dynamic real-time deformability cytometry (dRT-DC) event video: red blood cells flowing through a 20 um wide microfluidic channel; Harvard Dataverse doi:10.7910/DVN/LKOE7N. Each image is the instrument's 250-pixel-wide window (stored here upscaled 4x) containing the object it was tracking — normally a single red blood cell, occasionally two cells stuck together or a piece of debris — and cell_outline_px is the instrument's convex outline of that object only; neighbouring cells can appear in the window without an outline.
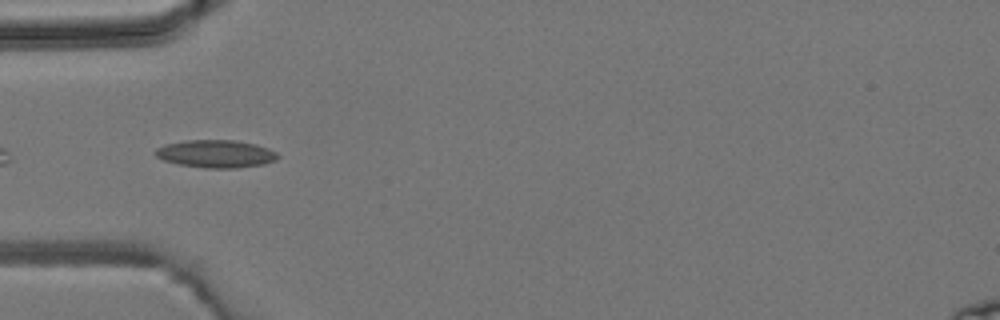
{"species": "common noctule bat (a hibernating species)", "species_latin": "Nyctalus noctula", "temperature_condition": "room temperature", "stored_images_in_passage": 4, "camera_frame_rate_fps": 3000, "um_per_image_px": 0.085, "animal": {"sex": "male", "body_mass_g": 19.2, "forearm_length_mm": 51.8}, "frame": {"image": 1, "passage_image": 3, "time_ms": 2.333, "image_size_px": [1000, 320], "cell_outline_px": [[280, 156], [276, 160], [264, 164], [236, 168], [204, 168], [180, 164], [164, 160], [156, 156], [156, 148], [164, 144], [184, 140], [236, 140], [256, 144], [268, 148], [276, 152]], "centroid_in_image_um": [18.37, 13.07], "position_along_channel_um": 66.6, "area_um2": 19.83}}
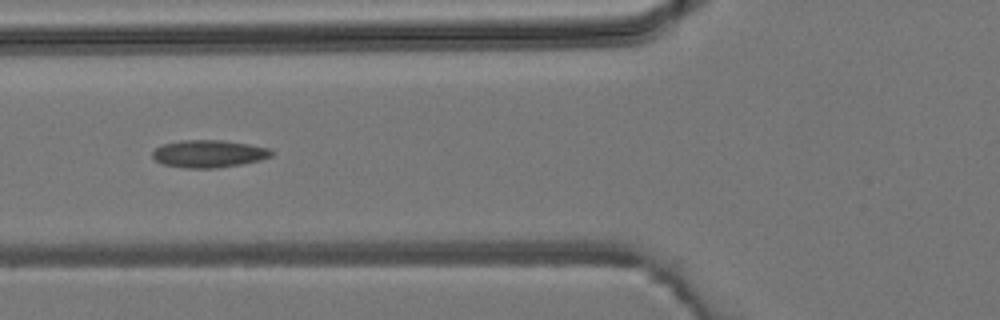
{"frame": {"image": 2, "passage_image": 4, "time_ms": 3.333, "image_size_px": [1000, 320], "cell_outline_px": [[272, 156], [260, 160], [240, 164], [216, 168], [184, 168], [164, 164], [156, 160], [152, 156], [152, 152], [160, 144], [184, 140], [224, 140], [248, 144], [268, 148], [272, 152]], "centroid_in_image_um": [17.72, 13.06], "position_along_channel_um": 108.1, "area_um2": 18.96}}